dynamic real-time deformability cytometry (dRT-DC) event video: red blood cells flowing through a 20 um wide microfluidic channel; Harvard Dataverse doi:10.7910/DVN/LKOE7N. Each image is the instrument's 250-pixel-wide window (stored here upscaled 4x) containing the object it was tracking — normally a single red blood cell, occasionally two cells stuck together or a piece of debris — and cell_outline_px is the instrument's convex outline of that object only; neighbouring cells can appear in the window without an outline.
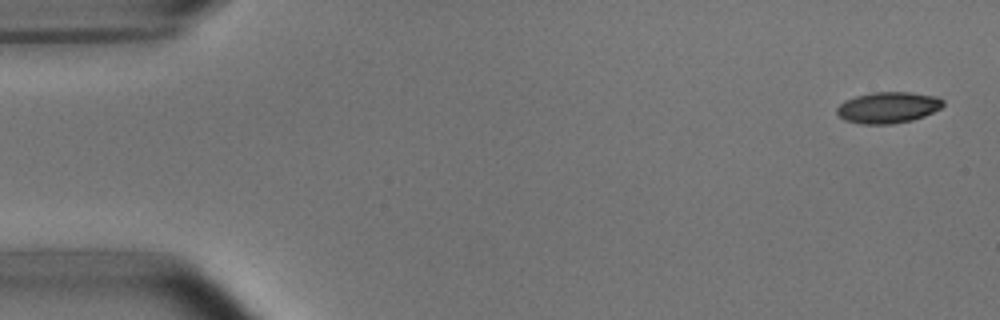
{"species": "common noctule bat (a hibernating species)", "species_latin": "Nyctalus noctula", "temperature_condition": "room temperature", "stored_images_in_passage": 4, "camera_frame_rate_fps": 3000, "um_per_image_px": 0.085, "animal": {"sex": "male", "body_mass_g": 15.6}, "frame": {"image": 1, "passage_image": 1, "time_ms": 0.0, "image_size_px": [1000, 320], "cell_outline_px": [[944, 104], [940, 108], [924, 116], [912, 120], [892, 124], [860, 124], [844, 120], [836, 112], [836, 108], [844, 100], [856, 96], [872, 92], [912, 92], [936, 96], [944, 100]], "centroid_in_image_um": [75.47, 9.13], "position_along_channel_um": 9.5, "area_um2": 19.42}}
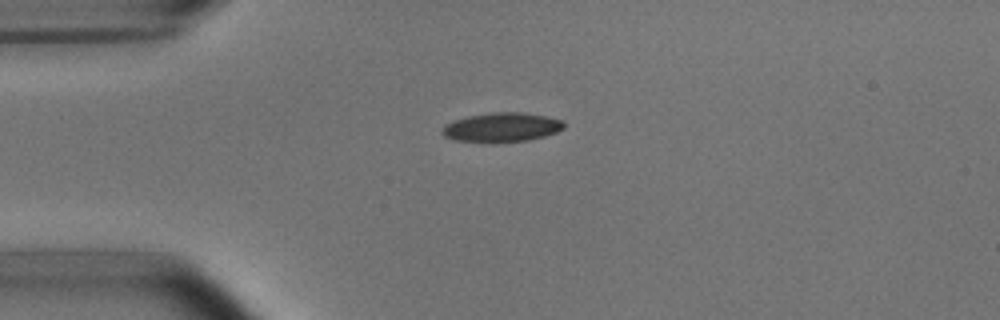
{"frame": {"image": 2, "passage_image": 4, "time_ms": 3.667, "image_size_px": [1000, 320], "cell_outline_px": [[564, 128], [556, 132], [544, 136], [528, 140], [492, 144], [452, 140], [444, 136], [440, 132], [444, 124], [468, 116], [492, 112], [520, 112], [544, 116], [564, 120]], "centroid_in_image_um": [42.6, 10.85], "position_along_channel_um": 42.4, "area_um2": 21.15}}